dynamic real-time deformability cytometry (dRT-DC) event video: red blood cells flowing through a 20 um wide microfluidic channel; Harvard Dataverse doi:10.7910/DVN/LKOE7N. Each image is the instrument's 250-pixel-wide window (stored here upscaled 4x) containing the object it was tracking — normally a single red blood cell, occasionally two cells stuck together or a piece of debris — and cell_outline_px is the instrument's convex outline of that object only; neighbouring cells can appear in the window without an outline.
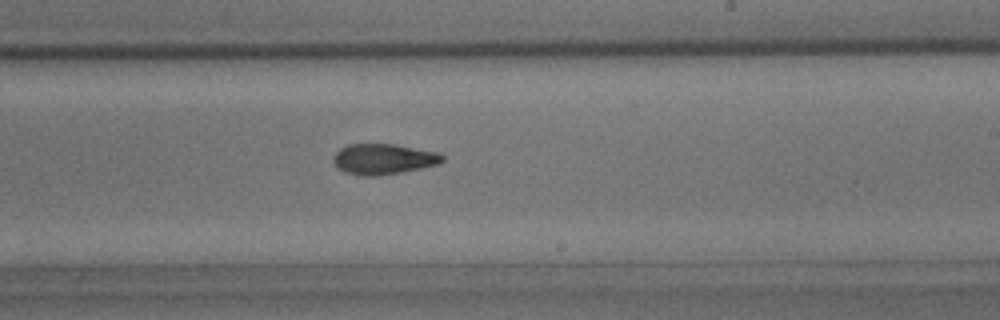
{"species": "common noctule bat (a hibernating species)", "species_latin": "Nyctalus noctula", "temperature_condition": "room temperature", "stored_images_in_passage": 24, "camera_frame_rate_fps": 3000, "um_per_image_px": 0.085, "animal": {"sex": "male", "body_mass_g": 15.6}, "frame": {"image": 1, "passage_image": 14, "time_ms": 4.333, "image_size_px": [1000, 320], "cell_outline_px": [[444, 160], [436, 164], [420, 168], [400, 172], [376, 176], [360, 176], [344, 172], [336, 168], [332, 160], [336, 152], [340, 148], [348, 144], [396, 144], [440, 152], [444, 156]], "centroid_in_image_um": [32.56, 13.51], "position_along_channel_um": 256.4, "area_um2": 19.59}}